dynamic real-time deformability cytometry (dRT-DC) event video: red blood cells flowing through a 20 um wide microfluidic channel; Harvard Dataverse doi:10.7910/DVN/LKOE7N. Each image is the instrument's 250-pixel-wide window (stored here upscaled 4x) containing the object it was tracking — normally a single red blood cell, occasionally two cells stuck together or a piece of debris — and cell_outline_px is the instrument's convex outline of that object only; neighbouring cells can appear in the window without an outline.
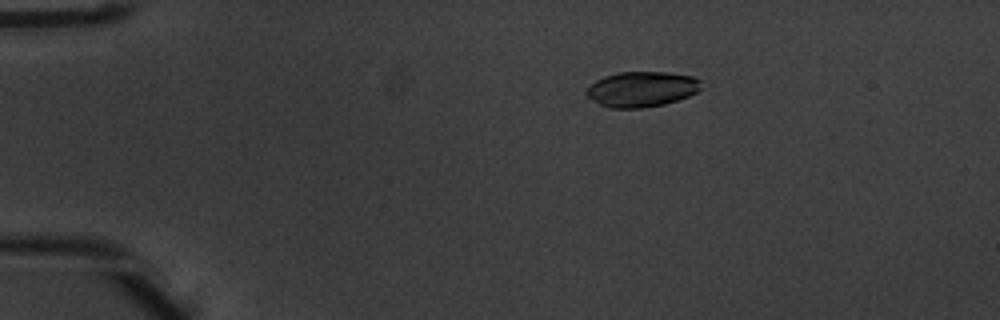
{"species": "common noctule bat (a hibernating species)", "species_latin": "Nyctalus noctula", "temperature_condition": "warm", "stored_images_in_passage": 7, "camera_frame_rate_fps": 3000, "um_per_image_px": 0.085, "animal": {"sex": "male", "body_mass_g": 20.1, "forearm_length_mm": 53.5}, "frame": {"image": 1, "passage_image": 4, "time_ms": 1.0, "image_size_px": [1000, 320], "cell_outline_px": [[700, 88], [696, 92], [688, 96], [664, 104], [640, 108], [608, 108], [592, 100], [584, 92], [596, 80], [604, 76], [620, 72], [668, 72], [692, 76], [700, 80]], "centroid_in_image_um": [54.52, 7.57], "position_along_channel_um": 30.5, "area_um2": 23.47}}
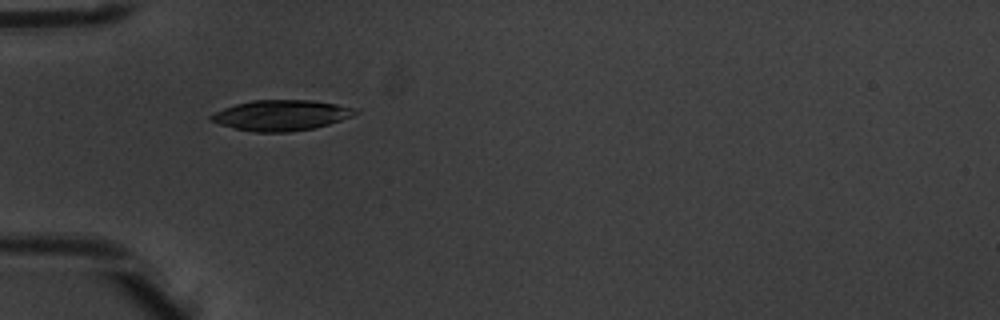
{"frame": {"image": 2, "passage_image": 6, "time_ms": 1.667, "image_size_px": [1000, 320], "cell_outline_px": [[360, 112], [352, 116], [328, 124], [312, 128], [288, 132], [256, 132], [236, 128], [220, 124], [208, 120], [208, 116], [224, 108], [236, 104], [252, 100], [312, 100], [336, 104], [356, 108]], "centroid_in_image_um": [23.9, 9.79], "position_along_channel_um": 61.1, "area_um2": 25.49}}